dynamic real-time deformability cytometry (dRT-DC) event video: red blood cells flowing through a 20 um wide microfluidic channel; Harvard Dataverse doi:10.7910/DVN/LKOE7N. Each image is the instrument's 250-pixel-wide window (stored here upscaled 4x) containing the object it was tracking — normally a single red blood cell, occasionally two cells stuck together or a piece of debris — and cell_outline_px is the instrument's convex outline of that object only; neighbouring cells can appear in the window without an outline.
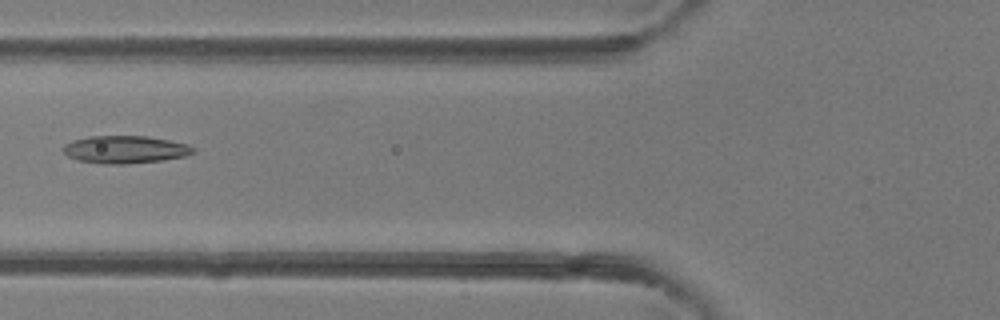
{"species": "common noctule bat (a hibernating species)", "species_latin": "Nyctalus noctula", "temperature_condition": "room temperature", "stored_images_in_passage": 3, "camera_frame_rate_fps": 3000, "um_per_image_px": 0.085, "animal": {"sex": "female"}, "frame": {"image": 1, "passage_image": 3, "time_ms": 2.333, "image_size_px": [1000, 320], "cell_outline_px": [[196, 152], [184, 156], [164, 160], [128, 164], [100, 164], [76, 160], [68, 156], [60, 148], [64, 144], [72, 140], [88, 136], [148, 136], [188, 144], [196, 148]], "centroid_in_image_um": [10.61, 12.71], "position_along_channel_um": 115.2, "area_um2": 21.27}}